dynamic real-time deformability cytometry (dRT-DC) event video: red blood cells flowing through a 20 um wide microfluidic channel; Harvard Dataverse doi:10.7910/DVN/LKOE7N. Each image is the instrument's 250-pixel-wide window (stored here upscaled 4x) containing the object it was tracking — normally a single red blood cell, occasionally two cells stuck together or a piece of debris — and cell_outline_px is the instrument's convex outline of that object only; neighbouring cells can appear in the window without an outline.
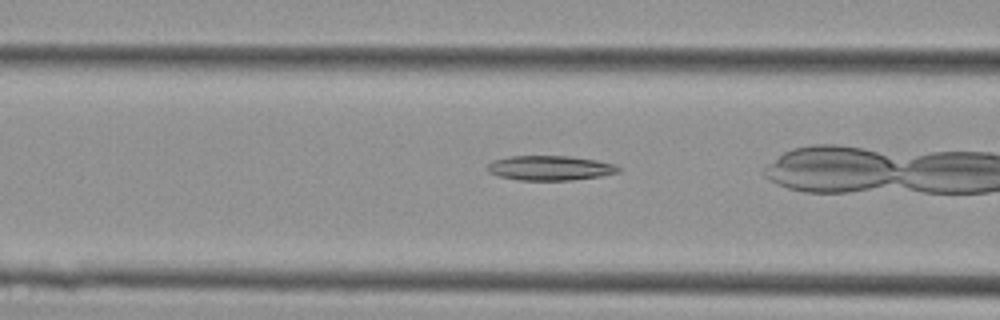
{"species": "Egyptian fruit bat (a non-hibernating species)", "species_latin": "Rousettus aegyptiacus", "temperature_condition": "cold", "stored_images_in_passage": 31, "camera_frame_rate_fps": 3000, "um_per_image_px": 0.085, "animal": {"sex": "female"}, "frame": {"image": 1, "passage_image": 14, "time_ms": 4.333, "image_size_px": [1000, 320], "cell_outline_px": [[620, 172], [600, 176], [572, 180], [520, 180], [496, 176], [488, 172], [488, 164], [492, 160], [508, 156], [568, 156], [596, 160], [616, 164], [620, 168]], "centroid_in_image_um": [46.74, 14.28], "position_along_channel_um": 119.9, "area_um2": 18.96}}
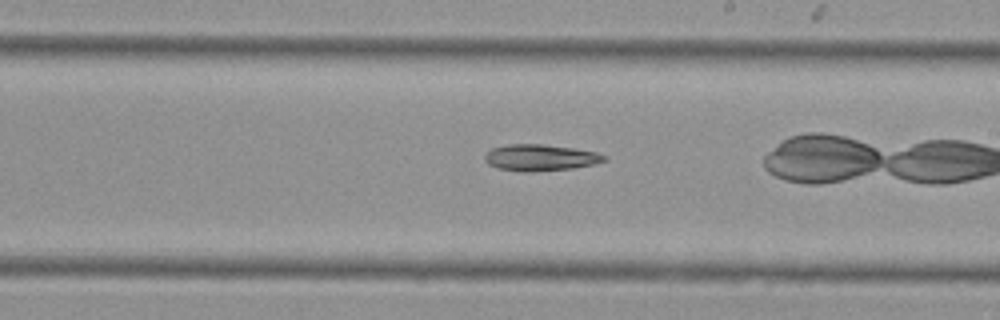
{"frame": {"image": 2, "passage_image": 22, "time_ms": 7.0, "image_size_px": [1000, 320], "cell_outline_px": [[608, 160], [596, 164], [572, 168], [532, 172], [520, 172], [496, 168], [488, 164], [484, 160], [484, 156], [492, 148], [508, 144], [540, 144], [572, 148], [596, 152], [608, 156]], "centroid_in_image_um": [45.93, 13.41], "position_along_channel_um": 243.1, "area_um2": 18.55}}